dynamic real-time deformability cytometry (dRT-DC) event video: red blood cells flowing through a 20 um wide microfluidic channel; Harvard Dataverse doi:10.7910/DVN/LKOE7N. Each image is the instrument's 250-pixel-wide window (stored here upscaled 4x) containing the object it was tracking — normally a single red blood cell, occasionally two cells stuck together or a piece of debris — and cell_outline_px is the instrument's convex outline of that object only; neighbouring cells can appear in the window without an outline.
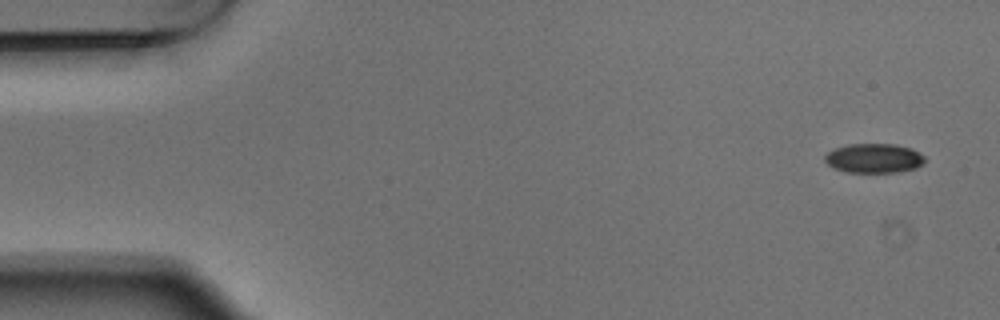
{"species": "Egyptian fruit bat (a non-hibernating species)", "species_latin": "Rousettus aegyptiacus", "temperature_condition": "warm", "stored_images_in_passage": 8, "camera_frame_rate_fps": 3000, "um_per_image_px": 0.085, "animal": {"sex": "male"}, "frame": {"image": 1, "passage_image": 1, "time_ms": 0.0, "image_size_px": [1000, 320], "cell_outline_px": [[928, 160], [916, 168], [896, 172], [848, 172], [832, 168], [824, 160], [824, 156], [828, 152], [836, 148], [848, 144], [896, 144], [912, 148], [920, 152]], "centroid_in_image_um": [74.32, 13.44], "position_along_channel_um": 10.7, "area_um2": 17.28}}
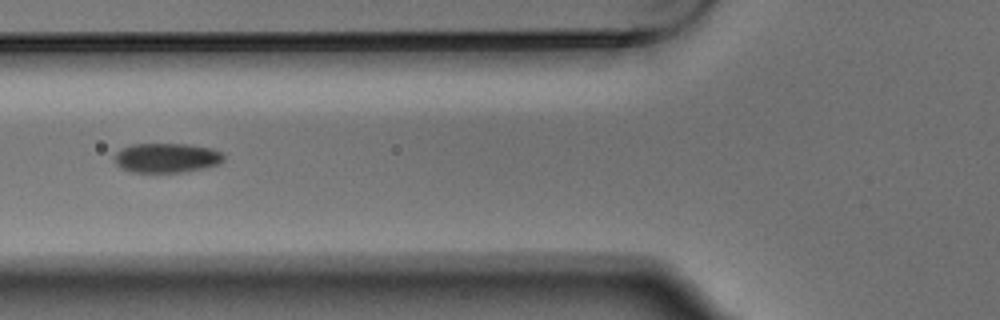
{"frame": {"image": 2, "passage_image": 6, "time_ms": 1.667, "image_size_px": [1000, 320], "cell_outline_px": [[224, 160], [220, 164], [204, 168], [180, 172], [132, 172], [120, 168], [116, 164], [116, 152], [132, 144], [188, 144], [212, 148], [220, 152], [224, 156]], "centroid_in_image_um": [14.19, 13.42], "position_along_channel_um": 111.6, "area_um2": 18.73}}
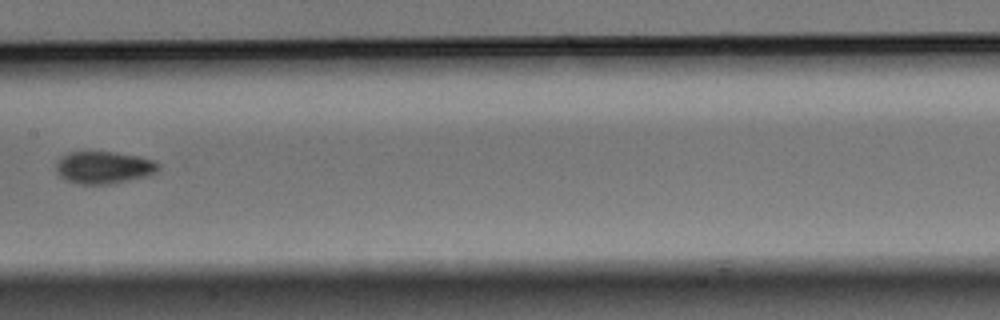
{"frame": {"image": 3, "passage_image": 8, "time_ms": 2.333, "image_size_px": [1000, 320], "cell_outline_px": [[160, 168], [156, 172], [148, 176], [112, 184], [80, 184], [64, 180], [56, 172], [56, 164], [60, 156], [68, 152], [112, 152], [140, 156], [152, 160], [160, 164]], "centroid_in_image_um": [8.81, 14.24], "position_along_channel_um": 198.6, "area_um2": 19.48}}